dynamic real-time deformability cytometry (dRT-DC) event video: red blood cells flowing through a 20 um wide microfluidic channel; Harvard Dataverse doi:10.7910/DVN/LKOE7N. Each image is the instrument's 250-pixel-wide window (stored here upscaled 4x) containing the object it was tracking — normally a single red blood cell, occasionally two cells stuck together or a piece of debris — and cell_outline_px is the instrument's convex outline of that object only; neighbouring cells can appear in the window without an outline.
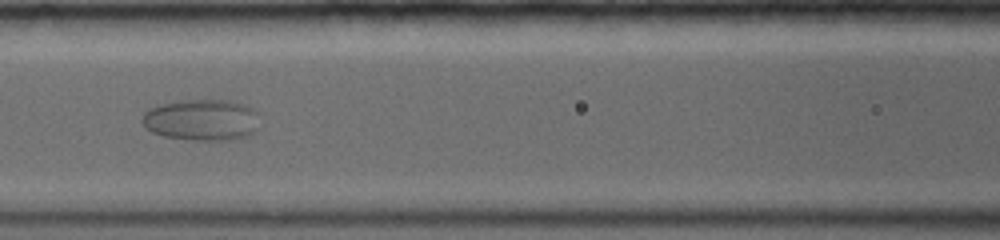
{"species": "common noctule bat (a hibernating species)", "species_latin": "Nyctalus noctula", "temperature_condition": "warm", "stored_images_in_passage": 53, "camera_frame_rate_fps": 5000, "um_per_image_px": 0.085, "animal": {"sex": "female", "body_mass_g": 19.0, "forearm_length_mm": 56.7}, "frame": {"image": 1, "passage_image": 9, "time_ms": 2.8, "image_size_px": [1000, 240], "cell_outline_px": [[256, 128], [252, 132], [244, 136], [224, 140], [192, 140], [164, 136], [152, 132], [140, 120], [144, 112], [148, 108], [160, 104], [184, 100], [224, 100], [244, 104], [252, 108], [256, 112]], "centroid_in_image_um": [17.07, 10.18], "position_along_channel_um": 149.5, "area_um2": 27.92}}
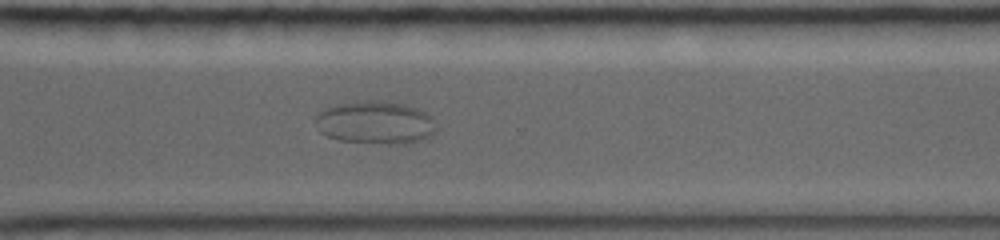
{"frame": {"image": 2, "passage_image": 28, "time_ms": 8.2, "image_size_px": [1000, 240], "cell_outline_px": [[436, 128], [428, 136], [420, 140], [404, 144], [388, 144], [340, 140], [328, 136], [320, 132], [316, 120], [316, 112], [336, 104], [356, 100], [376, 100], [408, 104], [424, 112], [428, 116]], "centroid_in_image_um": [31.85, 10.4], "position_along_channel_um": 338.8, "area_um2": 30.06}}
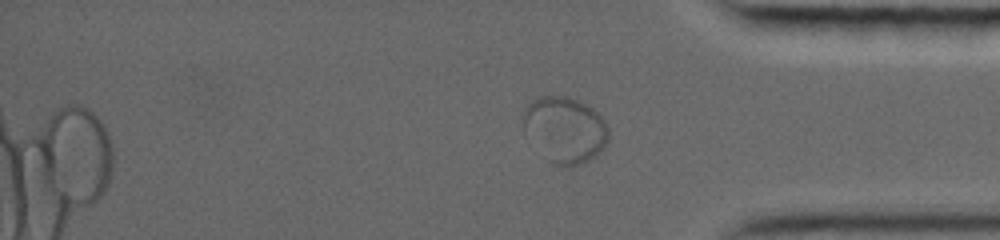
{"frame": {"image": 3, "passage_image": 34, "time_ms": 9.8, "image_size_px": [1000, 240], "cell_outline_px": [[608, 140], [604, 148], [596, 156], [580, 164], [552, 164], [548, 160], [524, 132], [524, 108], [532, 100], [540, 96], [568, 96], [592, 108], [608, 124]], "centroid_in_image_um": [48.02, 11.0], "position_along_channel_um": 387.2, "area_um2": 32.43}}